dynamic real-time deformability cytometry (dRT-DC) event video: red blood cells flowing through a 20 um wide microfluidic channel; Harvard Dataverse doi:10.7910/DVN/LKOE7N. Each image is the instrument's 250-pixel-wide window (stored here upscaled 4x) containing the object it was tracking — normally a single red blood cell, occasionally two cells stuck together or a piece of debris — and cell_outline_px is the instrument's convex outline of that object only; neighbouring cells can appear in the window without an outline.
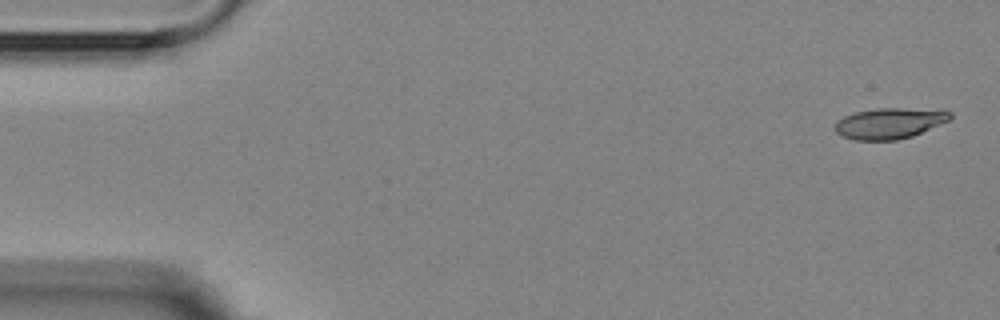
{"species": "Egyptian fruit bat (a non-hibernating species)", "species_latin": "Rousettus aegyptiacus", "temperature_condition": "room temperature", "stored_images_in_passage": 5, "camera_frame_rate_fps": 3000, "um_per_image_px": 0.085, "animal": {"sex": "female"}, "frame": {"image": 1, "passage_image": 1, "time_ms": 0.0, "image_size_px": [1000, 320], "cell_outline_px": [[952, 116], [948, 120], [912, 136], [896, 140], [852, 140], [836, 132], [836, 120], [844, 116], [856, 112], [876, 108], [900, 108], [952, 112]], "centroid_in_image_um": [75.54, 10.49], "position_along_channel_um": 9.5, "area_um2": 20.23}}
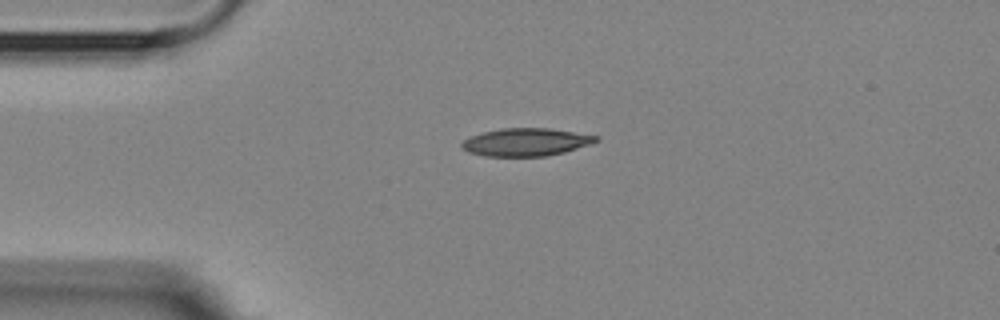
{"frame": {"image": 2, "passage_image": 4, "time_ms": 3.667, "image_size_px": [1000, 320], "cell_outline_px": [[600, 140], [564, 152], [548, 156], [484, 156], [468, 152], [460, 144], [464, 140], [472, 136], [484, 132], [500, 128], [548, 128], [600, 136]], "centroid_in_image_um": [44.71, 12.08], "position_along_channel_um": 40.3, "area_um2": 21.56}}